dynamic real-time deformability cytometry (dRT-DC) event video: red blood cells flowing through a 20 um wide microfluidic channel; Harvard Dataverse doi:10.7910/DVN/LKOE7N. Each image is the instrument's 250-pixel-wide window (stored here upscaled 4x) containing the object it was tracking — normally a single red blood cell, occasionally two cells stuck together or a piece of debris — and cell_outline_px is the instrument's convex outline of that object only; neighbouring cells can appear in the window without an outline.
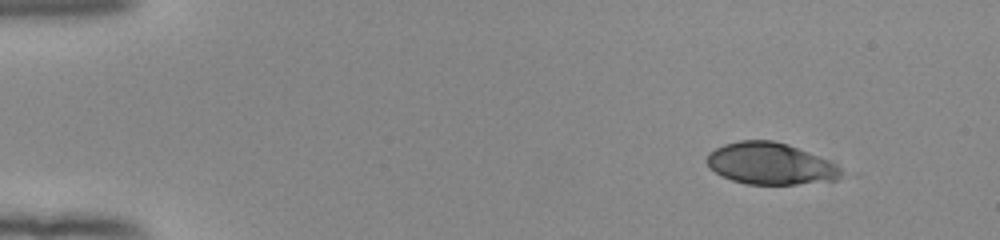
{"species": "human", "species_latin": "Homo sapiens", "temperature_condition": "room temperature", "stored_images_in_passage": 14, "camera_frame_rate_fps": 3000, "um_per_image_px": 0.085, "donor": {"sex": "female"}, "frame": {"image": 1, "passage_image": 1, "time_ms": 0.0, "image_size_px": [1000, 240], "cell_outline_px": [[848, 172], [836, 180], [796, 184], [748, 184], [732, 180], [708, 168], [704, 160], [708, 152], [724, 144], [740, 140], [772, 140], [788, 144], [828, 160], [836, 164]], "centroid_in_image_um": [65.49, 13.91], "position_along_channel_um": 19.5, "area_um2": 32.95}}
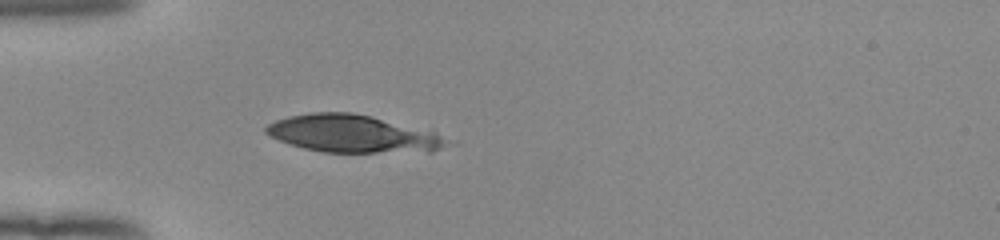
{"frame": {"image": 2, "passage_image": 12, "time_ms": 3.667, "image_size_px": [1000, 240], "cell_outline_px": [[448, 144], [432, 152], [324, 152], [304, 148], [288, 144], [268, 136], [264, 132], [264, 128], [268, 124], [276, 120], [288, 116], [312, 112], [352, 112], [436, 132], [448, 140]], "centroid_in_image_um": [29.93, 11.37], "position_along_channel_um": 55.1, "area_um2": 39.48}}